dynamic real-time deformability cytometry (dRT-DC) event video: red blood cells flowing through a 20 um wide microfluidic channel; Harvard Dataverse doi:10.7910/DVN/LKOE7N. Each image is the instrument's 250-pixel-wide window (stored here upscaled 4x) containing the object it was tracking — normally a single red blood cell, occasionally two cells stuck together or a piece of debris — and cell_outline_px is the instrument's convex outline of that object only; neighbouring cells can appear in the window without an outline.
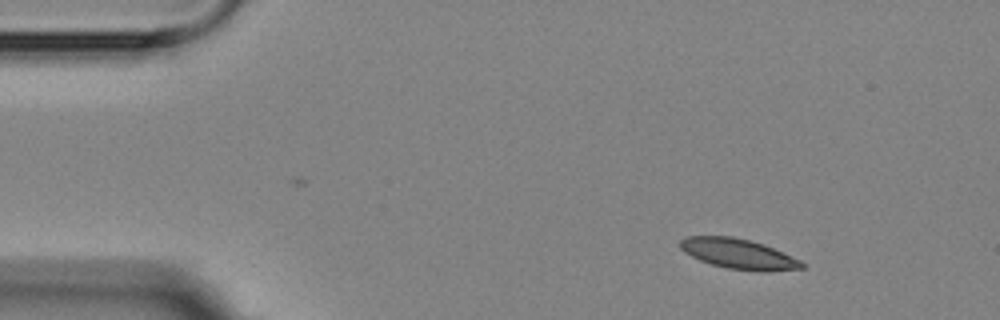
{"species": "Egyptian fruit bat (a non-hibernating species)", "species_latin": "Rousettus aegyptiacus", "temperature_condition": "room temperature", "stored_images_in_passage": 5, "camera_frame_rate_fps": 3000, "um_per_image_px": 0.085, "animal": {"sex": "female"}, "frame": {"image": 1, "passage_image": 1, "time_ms": 0.0, "image_size_px": [1000, 320], "cell_outline_px": [[804, 268], [768, 272], [764, 272], [728, 268], [712, 264], [700, 260], [684, 252], [680, 248], [680, 240], [688, 236], [732, 236], [764, 244], [800, 260], [804, 264]], "centroid_in_image_um": [62.78, 21.58], "position_along_channel_um": 22.2, "area_um2": 21.21}}
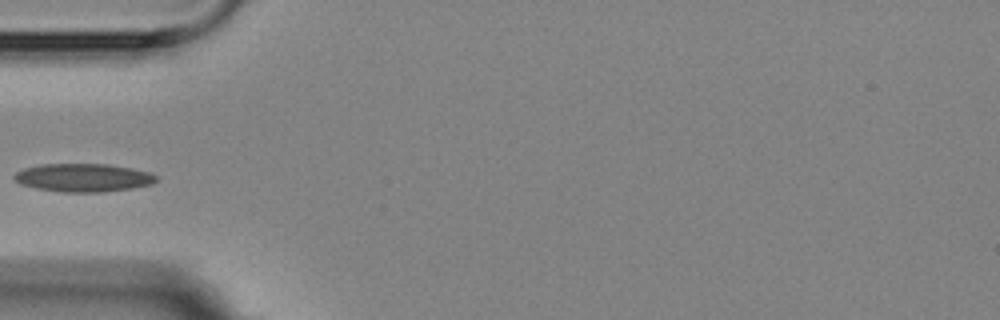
{"frame": {"image": 2, "passage_image": 4, "time_ms": 3.667, "image_size_px": [1000, 320], "cell_outline_px": [[156, 180], [152, 184], [132, 188], [104, 192], [60, 192], [36, 188], [20, 184], [12, 176], [16, 172], [24, 168], [40, 164], [108, 164], [148, 172], [156, 176]], "centroid_in_image_um": [7.03, 15.1], "position_along_channel_um": 78.0, "area_um2": 23.24}}
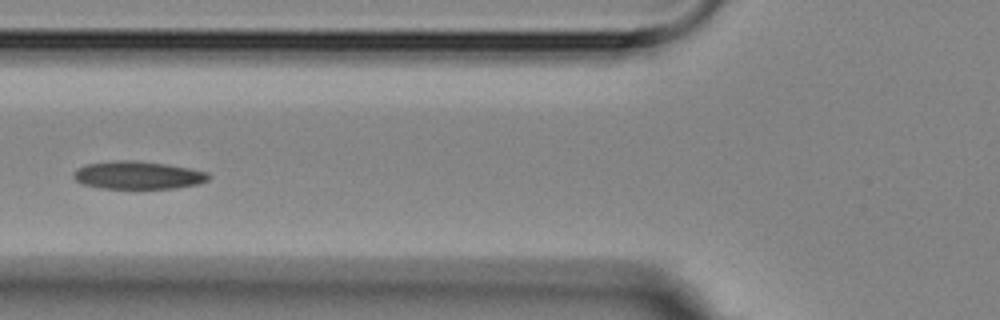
{"frame": {"image": 3, "passage_image": 5, "time_ms": 4.667, "image_size_px": [1000, 320], "cell_outline_px": [[212, 176], [208, 180], [200, 184], [176, 188], [100, 188], [84, 184], [76, 180], [72, 176], [76, 168], [84, 164], [116, 160], [136, 160], [164, 164], [188, 168], [208, 172]], "centroid_in_image_um": [11.73, 14.88], "position_along_channel_um": 114.1, "area_um2": 22.02}}